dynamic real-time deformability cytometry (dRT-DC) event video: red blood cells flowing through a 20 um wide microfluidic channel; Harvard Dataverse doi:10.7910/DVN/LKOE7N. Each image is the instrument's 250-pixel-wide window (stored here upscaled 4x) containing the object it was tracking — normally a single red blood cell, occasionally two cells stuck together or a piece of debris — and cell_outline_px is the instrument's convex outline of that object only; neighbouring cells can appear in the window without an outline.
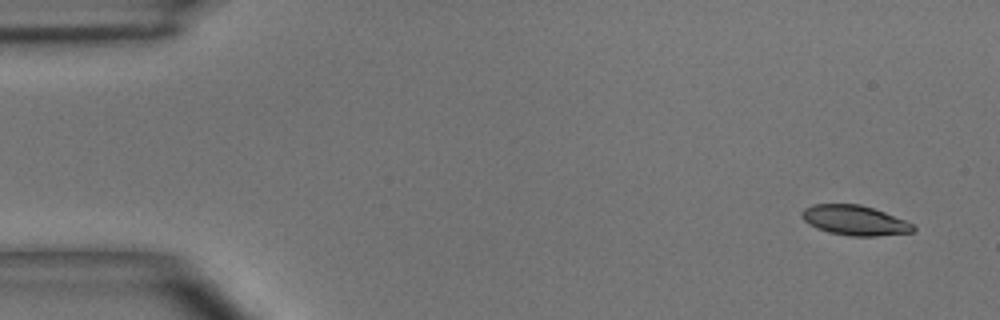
{"species": "common noctule bat (a hibernating species)", "species_latin": "Nyctalus noctula", "temperature_condition": "room temperature", "stored_images_in_passage": 4, "camera_frame_rate_fps": 3000, "um_per_image_px": 0.085, "animal": {"sex": "male", "body_mass_g": 15.6}, "frame": {"image": 1, "passage_image": 1, "time_ms": 0.0, "image_size_px": [1000, 320], "cell_outline_px": [[916, 228], [912, 232], [876, 236], [852, 236], [828, 232], [816, 228], [808, 224], [800, 216], [800, 212], [804, 208], [812, 204], [860, 204], [884, 212], [904, 220], [912, 224]], "centroid_in_image_um": [72.59, 18.72], "position_along_channel_um": 12.4, "area_um2": 19.36}}
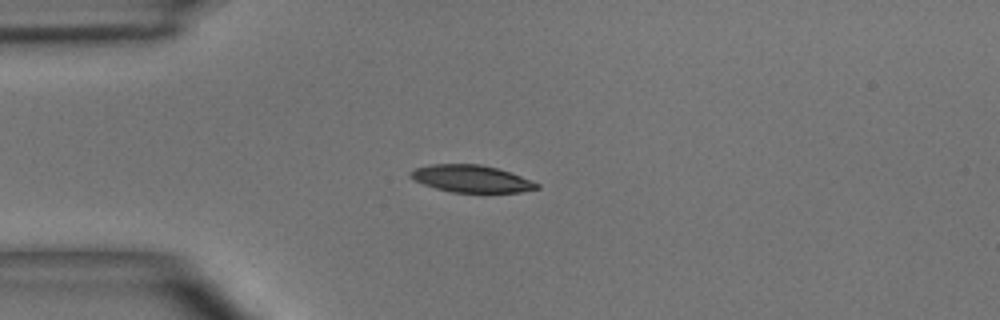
{"frame": {"image": 2, "passage_image": 4, "time_ms": 3.333, "image_size_px": [1000, 320], "cell_outline_px": [[540, 188], [520, 192], [452, 192], [436, 188], [424, 184], [408, 176], [408, 172], [412, 168], [432, 164], [480, 164], [496, 168], [520, 176], [540, 184]], "centroid_in_image_um": [40.02, 15.18], "position_along_channel_um": 45.0, "area_um2": 19.88}}